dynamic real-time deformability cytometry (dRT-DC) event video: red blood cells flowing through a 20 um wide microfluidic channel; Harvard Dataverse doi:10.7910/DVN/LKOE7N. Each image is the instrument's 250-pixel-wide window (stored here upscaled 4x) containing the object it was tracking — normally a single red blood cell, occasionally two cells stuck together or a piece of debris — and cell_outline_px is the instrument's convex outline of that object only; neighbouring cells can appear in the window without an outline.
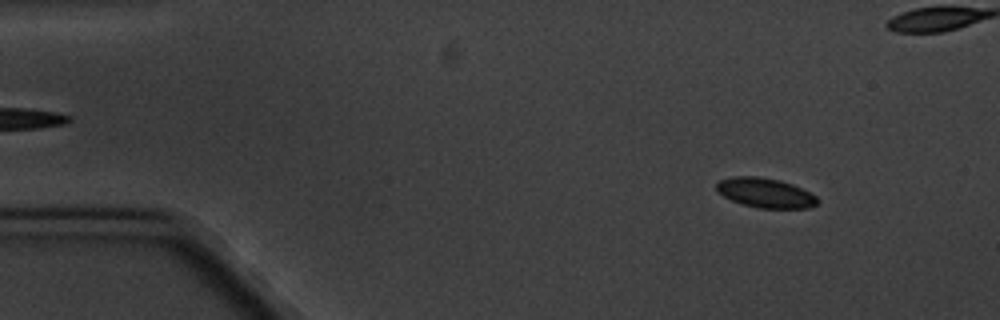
{"species": "common noctule bat (a hibernating species)", "species_latin": "Nyctalus noctula", "temperature_condition": "cold", "stored_images_in_passage": 5, "camera_frame_rate_fps": 3000, "um_per_image_px": 0.085, "animal": {"sex": "male", "body_mass_g": 20.1, "forearm_length_mm": 53.5}, "frame": {"image": 1, "passage_image": 1, "time_ms": 0.0, "image_size_px": [1000, 320], "cell_outline_px": [[820, 200], [816, 204], [808, 208], [756, 208], [732, 200], [724, 196], [716, 188], [716, 184], [720, 180], [736, 176], [756, 176], [780, 180], [792, 184], [816, 196]], "centroid_in_image_um": [65.07, 16.39], "position_along_channel_um": 19.9, "area_um2": 17.22}}